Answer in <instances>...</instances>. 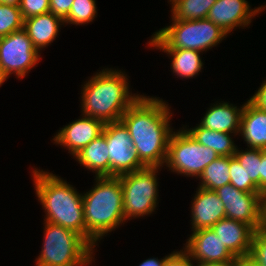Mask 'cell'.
<instances>
[{
  "label": "cell",
  "mask_w": 266,
  "mask_h": 266,
  "mask_svg": "<svg viewBox=\"0 0 266 266\" xmlns=\"http://www.w3.org/2000/svg\"><path fill=\"white\" fill-rule=\"evenodd\" d=\"M159 97L141 95L122 115L140 161L146 167H163L167 157L170 107Z\"/></svg>",
  "instance_id": "6da1fadb"
},
{
  "label": "cell",
  "mask_w": 266,
  "mask_h": 266,
  "mask_svg": "<svg viewBox=\"0 0 266 266\" xmlns=\"http://www.w3.org/2000/svg\"><path fill=\"white\" fill-rule=\"evenodd\" d=\"M125 72L102 69L82 87V115L96 118L104 124L120 121L126 110L141 96L130 92Z\"/></svg>",
  "instance_id": "7a4b0ae2"
},
{
  "label": "cell",
  "mask_w": 266,
  "mask_h": 266,
  "mask_svg": "<svg viewBox=\"0 0 266 266\" xmlns=\"http://www.w3.org/2000/svg\"><path fill=\"white\" fill-rule=\"evenodd\" d=\"M95 183L91 190L82 195L85 239L93 247L104 235L125 222L120 178L96 177Z\"/></svg>",
  "instance_id": "3957f363"
},
{
  "label": "cell",
  "mask_w": 266,
  "mask_h": 266,
  "mask_svg": "<svg viewBox=\"0 0 266 266\" xmlns=\"http://www.w3.org/2000/svg\"><path fill=\"white\" fill-rule=\"evenodd\" d=\"M32 173L36 195L46 212L44 221L71 229L85 238L82 194L53 173L40 169Z\"/></svg>",
  "instance_id": "277c9868"
},
{
  "label": "cell",
  "mask_w": 266,
  "mask_h": 266,
  "mask_svg": "<svg viewBox=\"0 0 266 266\" xmlns=\"http://www.w3.org/2000/svg\"><path fill=\"white\" fill-rule=\"evenodd\" d=\"M43 248L36 266L91 265L94 247L77 232L45 221Z\"/></svg>",
  "instance_id": "5b68a950"
},
{
  "label": "cell",
  "mask_w": 266,
  "mask_h": 266,
  "mask_svg": "<svg viewBox=\"0 0 266 266\" xmlns=\"http://www.w3.org/2000/svg\"><path fill=\"white\" fill-rule=\"evenodd\" d=\"M227 34L211 20H174L155 34L148 46L157 49H193L207 51L218 45Z\"/></svg>",
  "instance_id": "8992f818"
},
{
  "label": "cell",
  "mask_w": 266,
  "mask_h": 266,
  "mask_svg": "<svg viewBox=\"0 0 266 266\" xmlns=\"http://www.w3.org/2000/svg\"><path fill=\"white\" fill-rule=\"evenodd\" d=\"M161 167H145L118 176L123 191L125 221L151 215L158 202L157 174Z\"/></svg>",
  "instance_id": "52a82bcc"
},
{
  "label": "cell",
  "mask_w": 266,
  "mask_h": 266,
  "mask_svg": "<svg viewBox=\"0 0 266 266\" xmlns=\"http://www.w3.org/2000/svg\"><path fill=\"white\" fill-rule=\"evenodd\" d=\"M185 128L171 133L165 165L172 172L199 178L204 168L219 155L193 139Z\"/></svg>",
  "instance_id": "ba28073f"
},
{
  "label": "cell",
  "mask_w": 266,
  "mask_h": 266,
  "mask_svg": "<svg viewBox=\"0 0 266 266\" xmlns=\"http://www.w3.org/2000/svg\"><path fill=\"white\" fill-rule=\"evenodd\" d=\"M22 29L0 38V69L8 79L11 74L19 79L39 63L40 54Z\"/></svg>",
  "instance_id": "9c48e42d"
},
{
  "label": "cell",
  "mask_w": 266,
  "mask_h": 266,
  "mask_svg": "<svg viewBox=\"0 0 266 266\" xmlns=\"http://www.w3.org/2000/svg\"><path fill=\"white\" fill-rule=\"evenodd\" d=\"M109 150V176H120L146 166L140 161L126 126L121 121L106 123L103 132Z\"/></svg>",
  "instance_id": "30bf717a"
},
{
  "label": "cell",
  "mask_w": 266,
  "mask_h": 266,
  "mask_svg": "<svg viewBox=\"0 0 266 266\" xmlns=\"http://www.w3.org/2000/svg\"><path fill=\"white\" fill-rule=\"evenodd\" d=\"M224 204L226 217L250 225L254 230L263 227V195L246 193L226 184L215 190Z\"/></svg>",
  "instance_id": "8fae6325"
},
{
  "label": "cell",
  "mask_w": 266,
  "mask_h": 266,
  "mask_svg": "<svg viewBox=\"0 0 266 266\" xmlns=\"http://www.w3.org/2000/svg\"><path fill=\"white\" fill-rule=\"evenodd\" d=\"M183 250L196 263L236 261L211 228L192 232Z\"/></svg>",
  "instance_id": "7c38bea8"
},
{
  "label": "cell",
  "mask_w": 266,
  "mask_h": 266,
  "mask_svg": "<svg viewBox=\"0 0 266 266\" xmlns=\"http://www.w3.org/2000/svg\"><path fill=\"white\" fill-rule=\"evenodd\" d=\"M266 6L251 9L246 0H217L210 8L207 19L218 25L226 34L236 27H247Z\"/></svg>",
  "instance_id": "4fadbf2b"
},
{
  "label": "cell",
  "mask_w": 266,
  "mask_h": 266,
  "mask_svg": "<svg viewBox=\"0 0 266 266\" xmlns=\"http://www.w3.org/2000/svg\"><path fill=\"white\" fill-rule=\"evenodd\" d=\"M104 123L96 118L82 116L61 128L54 136L53 143L60 144L75 157L92 140L102 134Z\"/></svg>",
  "instance_id": "5bb4252c"
},
{
  "label": "cell",
  "mask_w": 266,
  "mask_h": 266,
  "mask_svg": "<svg viewBox=\"0 0 266 266\" xmlns=\"http://www.w3.org/2000/svg\"><path fill=\"white\" fill-rule=\"evenodd\" d=\"M211 229L236 259L249 257L255 231L250 225L225 217Z\"/></svg>",
  "instance_id": "9a60e30c"
},
{
  "label": "cell",
  "mask_w": 266,
  "mask_h": 266,
  "mask_svg": "<svg viewBox=\"0 0 266 266\" xmlns=\"http://www.w3.org/2000/svg\"><path fill=\"white\" fill-rule=\"evenodd\" d=\"M192 201V231L202 228H211L219 220L226 217L224 204L215 191L198 187Z\"/></svg>",
  "instance_id": "2e32d148"
},
{
  "label": "cell",
  "mask_w": 266,
  "mask_h": 266,
  "mask_svg": "<svg viewBox=\"0 0 266 266\" xmlns=\"http://www.w3.org/2000/svg\"><path fill=\"white\" fill-rule=\"evenodd\" d=\"M243 108L244 104L242 107L237 108V106L224 101L216 103L208 108V111L200 121V125L210 130L233 133L234 135L238 134L240 136Z\"/></svg>",
  "instance_id": "e0dca14e"
},
{
  "label": "cell",
  "mask_w": 266,
  "mask_h": 266,
  "mask_svg": "<svg viewBox=\"0 0 266 266\" xmlns=\"http://www.w3.org/2000/svg\"><path fill=\"white\" fill-rule=\"evenodd\" d=\"M64 21L52 12L36 15L24 19L23 30L32 41L34 48L40 50L51 44L61 28Z\"/></svg>",
  "instance_id": "ac0fdd59"
},
{
  "label": "cell",
  "mask_w": 266,
  "mask_h": 266,
  "mask_svg": "<svg viewBox=\"0 0 266 266\" xmlns=\"http://www.w3.org/2000/svg\"><path fill=\"white\" fill-rule=\"evenodd\" d=\"M248 148L266 150V112L253 106L248 100L241 114L240 132Z\"/></svg>",
  "instance_id": "d6986e66"
},
{
  "label": "cell",
  "mask_w": 266,
  "mask_h": 266,
  "mask_svg": "<svg viewBox=\"0 0 266 266\" xmlns=\"http://www.w3.org/2000/svg\"><path fill=\"white\" fill-rule=\"evenodd\" d=\"M75 158L83 167L95 172V177L109 176V150L103 133L85 146Z\"/></svg>",
  "instance_id": "ffe728a7"
},
{
  "label": "cell",
  "mask_w": 266,
  "mask_h": 266,
  "mask_svg": "<svg viewBox=\"0 0 266 266\" xmlns=\"http://www.w3.org/2000/svg\"><path fill=\"white\" fill-rule=\"evenodd\" d=\"M193 139L206 147L213 149L219 156H233L237 145L230 133L218 132L198 124L194 128L185 129Z\"/></svg>",
  "instance_id": "44dd1931"
},
{
  "label": "cell",
  "mask_w": 266,
  "mask_h": 266,
  "mask_svg": "<svg viewBox=\"0 0 266 266\" xmlns=\"http://www.w3.org/2000/svg\"><path fill=\"white\" fill-rule=\"evenodd\" d=\"M162 52L172 56L171 68L177 77L193 78L203 69V61L200 57L201 51L193 49H160Z\"/></svg>",
  "instance_id": "7402d4cb"
},
{
  "label": "cell",
  "mask_w": 266,
  "mask_h": 266,
  "mask_svg": "<svg viewBox=\"0 0 266 266\" xmlns=\"http://www.w3.org/2000/svg\"><path fill=\"white\" fill-rule=\"evenodd\" d=\"M199 180V187L211 191L230 184L229 156H219L213 160L204 168Z\"/></svg>",
  "instance_id": "603a6c76"
},
{
  "label": "cell",
  "mask_w": 266,
  "mask_h": 266,
  "mask_svg": "<svg viewBox=\"0 0 266 266\" xmlns=\"http://www.w3.org/2000/svg\"><path fill=\"white\" fill-rule=\"evenodd\" d=\"M217 0H173L171 18L174 20H200L207 18Z\"/></svg>",
  "instance_id": "cb8c5ba5"
},
{
  "label": "cell",
  "mask_w": 266,
  "mask_h": 266,
  "mask_svg": "<svg viewBox=\"0 0 266 266\" xmlns=\"http://www.w3.org/2000/svg\"><path fill=\"white\" fill-rule=\"evenodd\" d=\"M234 156L239 161L248 175V179L258 187L260 191V168L262 159V149L249 148L247 150H239L236 148Z\"/></svg>",
  "instance_id": "d4e9b609"
},
{
  "label": "cell",
  "mask_w": 266,
  "mask_h": 266,
  "mask_svg": "<svg viewBox=\"0 0 266 266\" xmlns=\"http://www.w3.org/2000/svg\"><path fill=\"white\" fill-rule=\"evenodd\" d=\"M95 0H74L64 24L83 25L97 17Z\"/></svg>",
  "instance_id": "484cf974"
},
{
  "label": "cell",
  "mask_w": 266,
  "mask_h": 266,
  "mask_svg": "<svg viewBox=\"0 0 266 266\" xmlns=\"http://www.w3.org/2000/svg\"><path fill=\"white\" fill-rule=\"evenodd\" d=\"M24 19L19 7L0 3V38L23 29Z\"/></svg>",
  "instance_id": "4316f807"
},
{
  "label": "cell",
  "mask_w": 266,
  "mask_h": 266,
  "mask_svg": "<svg viewBox=\"0 0 266 266\" xmlns=\"http://www.w3.org/2000/svg\"><path fill=\"white\" fill-rule=\"evenodd\" d=\"M229 172L230 184L235 188L246 193H260L258 187L248 179L247 173L234 155L229 156Z\"/></svg>",
  "instance_id": "83f0119b"
},
{
  "label": "cell",
  "mask_w": 266,
  "mask_h": 266,
  "mask_svg": "<svg viewBox=\"0 0 266 266\" xmlns=\"http://www.w3.org/2000/svg\"><path fill=\"white\" fill-rule=\"evenodd\" d=\"M249 258L259 266H266V228L254 231Z\"/></svg>",
  "instance_id": "f1b7e54d"
},
{
  "label": "cell",
  "mask_w": 266,
  "mask_h": 266,
  "mask_svg": "<svg viewBox=\"0 0 266 266\" xmlns=\"http://www.w3.org/2000/svg\"><path fill=\"white\" fill-rule=\"evenodd\" d=\"M20 11L23 19L50 12V0H21Z\"/></svg>",
  "instance_id": "f546056e"
},
{
  "label": "cell",
  "mask_w": 266,
  "mask_h": 266,
  "mask_svg": "<svg viewBox=\"0 0 266 266\" xmlns=\"http://www.w3.org/2000/svg\"><path fill=\"white\" fill-rule=\"evenodd\" d=\"M74 0H50V12L63 21L67 18Z\"/></svg>",
  "instance_id": "4dcf8cb0"
},
{
  "label": "cell",
  "mask_w": 266,
  "mask_h": 266,
  "mask_svg": "<svg viewBox=\"0 0 266 266\" xmlns=\"http://www.w3.org/2000/svg\"><path fill=\"white\" fill-rule=\"evenodd\" d=\"M192 261L184 250L174 251L166 259L163 266H195Z\"/></svg>",
  "instance_id": "1f68e13d"
},
{
  "label": "cell",
  "mask_w": 266,
  "mask_h": 266,
  "mask_svg": "<svg viewBox=\"0 0 266 266\" xmlns=\"http://www.w3.org/2000/svg\"><path fill=\"white\" fill-rule=\"evenodd\" d=\"M248 101L256 108L266 112V81H263L259 89Z\"/></svg>",
  "instance_id": "d6a6232c"
},
{
  "label": "cell",
  "mask_w": 266,
  "mask_h": 266,
  "mask_svg": "<svg viewBox=\"0 0 266 266\" xmlns=\"http://www.w3.org/2000/svg\"><path fill=\"white\" fill-rule=\"evenodd\" d=\"M260 193H266V150L262 149V159L260 168Z\"/></svg>",
  "instance_id": "836d02e7"
},
{
  "label": "cell",
  "mask_w": 266,
  "mask_h": 266,
  "mask_svg": "<svg viewBox=\"0 0 266 266\" xmlns=\"http://www.w3.org/2000/svg\"><path fill=\"white\" fill-rule=\"evenodd\" d=\"M171 254L165 256L163 259H158V258H148L147 260H144L139 266H163L166 259L170 256Z\"/></svg>",
  "instance_id": "e575fe53"
},
{
  "label": "cell",
  "mask_w": 266,
  "mask_h": 266,
  "mask_svg": "<svg viewBox=\"0 0 266 266\" xmlns=\"http://www.w3.org/2000/svg\"><path fill=\"white\" fill-rule=\"evenodd\" d=\"M235 266H259V265H257L251 258L243 257L236 259Z\"/></svg>",
  "instance_id": "d590c367"
},
{
  "label": "cell",
  "mask_w": 266,
  "mask_h": 266,
  "mask_svg": "<svg viewBox=\"0 0 266 266\" xmlns=\"http://www.w3.org/2000/svg\"><path fill=\"white\" fill-rule=\"evenodd\" d=\"M195 266H235V261L229 262H213V263H197Z\"/></svg>",
  "instance_id": "8d00e7d4"
},
{
  "label": "cell",
  "mask_w": 266,
  "mask_h": 266,
  "mask_svg": "<svg viewBox=\"0 0 266 266\" xmlns=\"http://www.w3.org/2000/svg\"><path fill=\"white\" fill-rule=\"evenodd\" d=\"M0 3L19 7L21 0H0Z\"/></svg>",
  "instance_id": "74e56055"
},
{
  "label": "cell",
  "mask_w": 266,
  "mask_h": 266,
  "mask_svg": "<svg viewBox=\"0 0 266 266\" xmlns=\"http://www.w3.org/2000/svg\"><path fill=\"white\" fill-rule=\"evenodd\" d=\"M263 228H266V193L263 195Z\"/></svg>",
  "instance_id": "f35d334b"
},
{
  "label": "cell",
  "mask_w": 266,
  "mask_h": 266,
  "mask_svg": "<svg viewBox=\"0 0 266 266\" xmlns=\"http://www.w3.org/2000/svg\"><path fill=\"white\" fill-rule=\"evenodd\" d=\"M6 80L7 78L4 76L2 70L0 69V87Z\"/></svg>",
  "instance_id": "ab89813d"
}]
</instances>
